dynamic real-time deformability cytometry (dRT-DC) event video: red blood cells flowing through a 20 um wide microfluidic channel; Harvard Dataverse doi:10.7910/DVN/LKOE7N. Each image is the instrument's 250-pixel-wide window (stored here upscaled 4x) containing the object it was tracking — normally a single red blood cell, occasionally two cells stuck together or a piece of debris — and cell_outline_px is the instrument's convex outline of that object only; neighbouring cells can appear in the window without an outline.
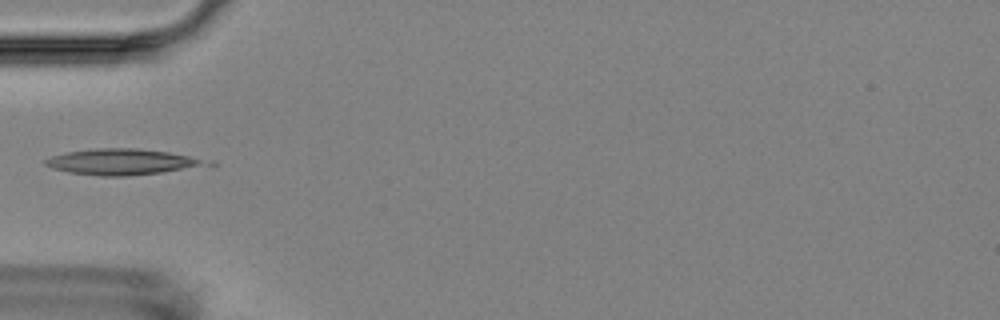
{"species": "Egyptian fruit bat (a non-hibernating species)", "species_latin": "Rousettus aegyptiacus", "temperature_condition": "room temperature", "stored_images_in_passage": 8, "camera_frame_rate_fps": 3000, "um_per_image_px": 0.085, "animal": {"sex": "female"}, "frame": {"image": 1, "passage_image": 5, "time_ms": 5.0, "image_size_px": [1000, 320], "cell_outline_px": [[220, 164], [212, 168], [124, 176], [100, 176], [68, 172], [52, 168], [44, 164], [44, 160], [52, 156], [64, 152], [96, 148], [140, 148], [168, 152], [216, 160]], "centroid_in_image_um": [10.68, 13.77], "position_along_channel_um": 74.3, "area_um2": 25.61}}
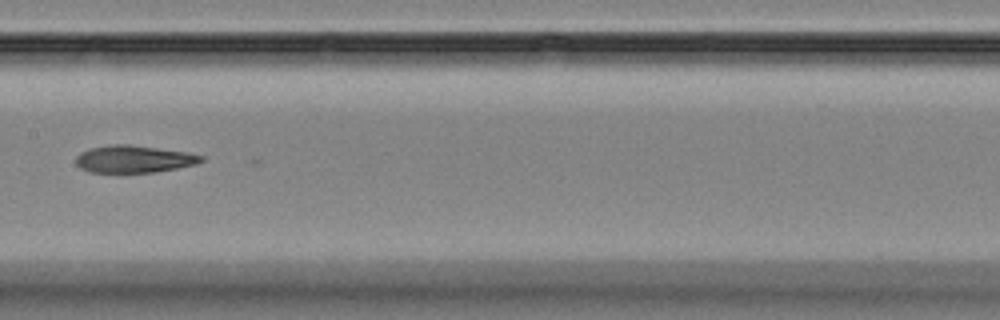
{"frame": {"image": 2, "passage_image": 8, "time_ms": 8.333, "image_size_px": [1000, 320], "cell_outline_px": [[204, 160], [196, 164], [156, 172], [88, 172], [80, 168], [76, 164], [76, 156], [80, 152], [88, 148], [112, 144], [128, 144], [188, 152], [204, 156]], "centroid_in_image_um": [11.36, 13.51], "position_along_channel_um": 196.0, "area_um2": 20.0}}